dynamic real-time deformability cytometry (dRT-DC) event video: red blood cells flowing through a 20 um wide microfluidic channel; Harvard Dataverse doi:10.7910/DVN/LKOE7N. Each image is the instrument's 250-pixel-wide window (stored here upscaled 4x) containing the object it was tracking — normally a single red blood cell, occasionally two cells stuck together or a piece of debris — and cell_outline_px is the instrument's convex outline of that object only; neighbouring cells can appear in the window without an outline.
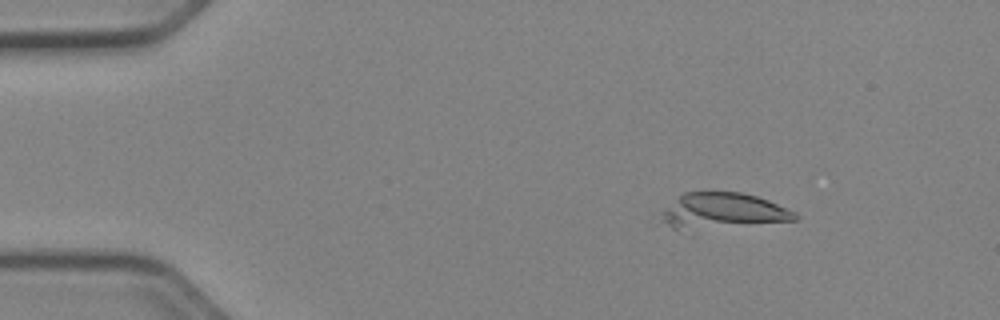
{"species": "Egyptian fruit bat (a non-hibernating species)", "species_latin": "Rousettus aegyptiacus", "temperature_condition": "cold", "stored_images_in_passage": 16, "camera_frame_rate_fps": 3000, "um_per_image_px": 0.085, "animal": {"sex": "female"}, "frame": {"image": 1, "passage_image": 8, "time_ms": 2.333, "image_size_px": [1000, 320], "cell_outline_px": [[800, 216], [796, 220], [676, 228], [672, 228], [656, 224], [652, 216], [684, 192], [740, 192], [756, 196], [768, 200], [796, 212]], "centroid_in_image_um": [61.24, 17.88], "position_along_channel_um": 23.8, "area_um2": 27.28}}